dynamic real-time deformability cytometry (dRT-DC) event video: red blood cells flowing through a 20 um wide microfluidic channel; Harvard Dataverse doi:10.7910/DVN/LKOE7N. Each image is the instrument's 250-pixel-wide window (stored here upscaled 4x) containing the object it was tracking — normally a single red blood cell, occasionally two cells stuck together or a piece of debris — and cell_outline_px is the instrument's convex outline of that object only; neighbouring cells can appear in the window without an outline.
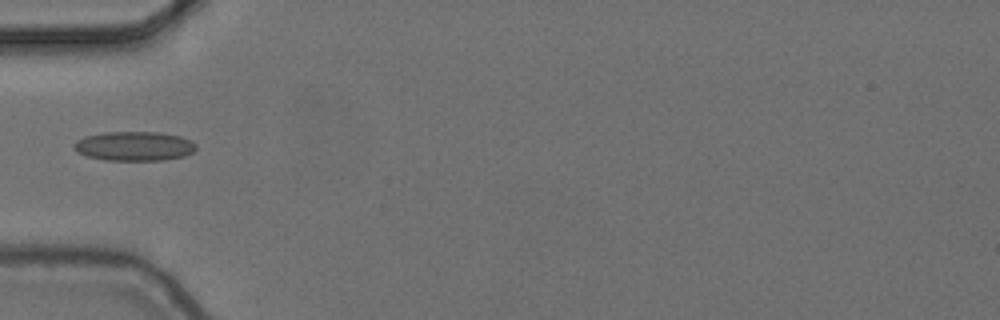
{"species": "common noctule bat (a hibernating species)", "species_latin": "Nyctalus noctula", "temperature_condition": "cold", "stored_images_in_passage": 2, "camera_frame_rate_fps": 3000, "um_per_image_px": 0.085, "animal": {"sex": "female", "body_mass_g": 24.6, "forearm_length_mm": 56.2}, "frame": {"image": 1, "passage_image": 2, "time_ms": 0.333, "image_size_px": [1000, 320], "cell_outline_px": [[196, 148], [192, 152], [184, 156], [164, 160], [104, 160], [88, 156], [76, 152], [72, 148], [76, 140], [84, 136], [104, 132], [160, 132], [180, 136], [192, 140], [196, 144]], "centroid_in_image_um": [11.4, 12.41], "position_along_channel_um": 73.6, "area_um2": 21.04}}